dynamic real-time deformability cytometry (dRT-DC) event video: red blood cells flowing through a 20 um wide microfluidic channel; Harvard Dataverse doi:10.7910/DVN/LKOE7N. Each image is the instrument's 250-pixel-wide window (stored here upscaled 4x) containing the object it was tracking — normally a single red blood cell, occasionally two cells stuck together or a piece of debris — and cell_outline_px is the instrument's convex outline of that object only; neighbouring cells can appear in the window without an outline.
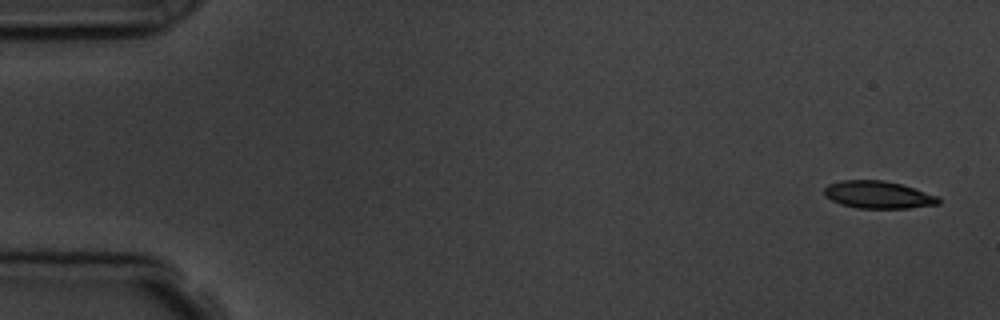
{"species": "common noctule bat (a hibernating species)", "species_latin": "Nyctalus noctula", "temperature_condition": "room temperature", "stored_images_in_passage": 4, "camera_frame_rate_fps": 3000, "um_per_image_px": 0.085, "animal": {"sex": "male", "body_mass_g": 19.5, "forearm_length_mm": 54.6}, "frame": {"image": 1, "passage_image": 1, "time_ms": 0.0, "image_size_px": [1000, 320], "cell_outline_px": [[940, 204], [908, 208], [856, 208], [840, 204], [824, 196], [824, 188], [828, 184], [840, 180], [884, 180], [900, 184], [940, 196]], "centroid_in_image_um": [74.64, 16.55], "position_along_channel_um": 10.4, "area_um2": 18.38}}
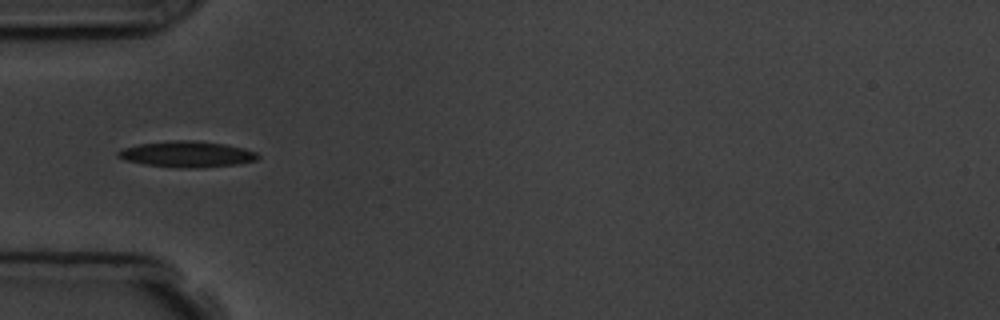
{"frame": {"image": 2, "passage_image": 4, "time_ms": 5.0, "image_size_px": [1000, 320], "cell_outline_px": [[260, 156], [256, 160], [240, 164], [196, 168], [180, 168], [144, 164], [128, 160], [116, 156], [116, 152], [124, 148], [140, 144], [172, 140], [196, 140], [224, 144], [244, 148], [256, 152]], "centroid_in_image_um": [15.93, 13.1], "position_along_channel_um": 69.1, "area_um2": 21.15}}